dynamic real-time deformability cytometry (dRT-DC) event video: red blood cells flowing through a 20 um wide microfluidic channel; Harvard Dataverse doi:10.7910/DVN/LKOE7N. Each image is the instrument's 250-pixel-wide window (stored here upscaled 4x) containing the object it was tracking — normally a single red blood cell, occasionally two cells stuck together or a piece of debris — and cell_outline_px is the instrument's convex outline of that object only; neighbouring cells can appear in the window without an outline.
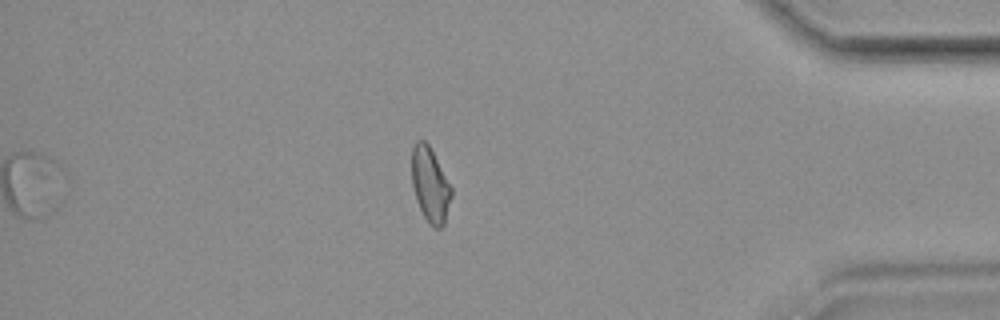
{"species": "common noctule bat (a hibernating species)", "species_latin": "Nyctalus noctula", "temperature_condition": "room temperature", "stored_images_in_passage": 46, "segment_of_instrument_passage": [2, 2], "camera_frame_rate_fps": 3000, "um_per_image_px": 0.085, "animal": {"sex": "female", "body_mass_g": 19.9}, "frame": {"image": 1, "passage_image": 46, "time_ms": 15.0, "image_size_px": [1000, 320], "cell_outline_px": [[452, 196], [444, 224], [440, 228], [432, 228], [428, 224], [416, 200], [412, 184], [412, 148], [416, 140], [424, 140], [428, 144], [452, 188]], "centroid_in_image_um": [36.56, 15.73], "position_along_channel_um": 398.6, "area_um2": 17.17}}